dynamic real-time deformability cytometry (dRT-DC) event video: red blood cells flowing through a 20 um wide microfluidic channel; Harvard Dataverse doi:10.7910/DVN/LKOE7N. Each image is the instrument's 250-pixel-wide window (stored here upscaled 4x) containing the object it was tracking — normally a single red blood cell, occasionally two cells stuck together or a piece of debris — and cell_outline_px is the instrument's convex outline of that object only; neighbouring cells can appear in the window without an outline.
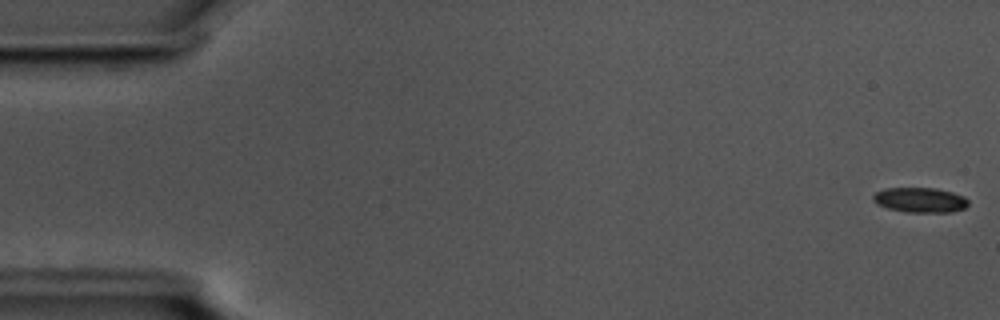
{"species": "common noctule bat (a hibernating species)", "species_latin": "Nyctalus noctula", "temperature_condition": "cold", "stored_images_in_passage": 10, "camera_frame_rate_fps": 3000, "um_per_image_px": 0.085, "animal": {"sex": "male", "body_mass_g": 17.5, "forearm_length_mm": 52.3}, "frame": {"image": 1, "passage_image": 1, "time_ms": 0.0, "image_size_px": [1000, 320], "cell_outline_px": [[968, 204], [964, 208], [952, 212], [904, 212], [888, 208], [876, 204], [872, 200], [872, 196], [876, 192], [884, 188], [936, 188], [952, 192], [964, 196], [968, 200]], "centroid_in_image_um": [78.19, 17.0], "position_along_channel_um": 6.8, "area_um2": 13.93}}